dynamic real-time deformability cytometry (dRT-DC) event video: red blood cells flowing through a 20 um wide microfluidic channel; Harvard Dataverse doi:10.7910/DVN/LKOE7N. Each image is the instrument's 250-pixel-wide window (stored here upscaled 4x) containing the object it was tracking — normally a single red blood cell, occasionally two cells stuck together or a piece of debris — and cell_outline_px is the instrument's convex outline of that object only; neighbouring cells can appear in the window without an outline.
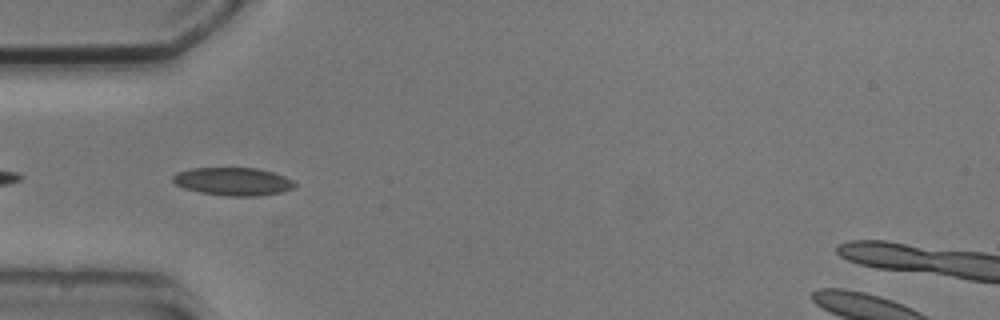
{"species": "common noctule bat (a hibernating species)", "species_latin": "Nyctalus noctula", "temperature_condition": "cold", "stored_images_in_passage": 6, "camera_frame_rate_fps": 3000, "um_per_image_px": 0.085, "animal": {"sex": "male", "body_mass_g": 20.5, "forearm_length_mm": 52.5}, "frame": {"image": 1, "passage_image": 4, "time_ms": 3.333, "image_size_px": [1000, 320], "cell_outline_px": [[296, 184], [292, 188], [280, 192], [260, 196], [224, 196], [200, 192], [184, 188], [176, 184], [172, 180], [172, 176], [176, 172], [192, 168], [256, 168], [272, 172], [284, 176], [292, 180]], "centroid_in_image_um": [19.78, 15.43], "position_along_channel_um": 65.2, "area_um2": 19.83}}